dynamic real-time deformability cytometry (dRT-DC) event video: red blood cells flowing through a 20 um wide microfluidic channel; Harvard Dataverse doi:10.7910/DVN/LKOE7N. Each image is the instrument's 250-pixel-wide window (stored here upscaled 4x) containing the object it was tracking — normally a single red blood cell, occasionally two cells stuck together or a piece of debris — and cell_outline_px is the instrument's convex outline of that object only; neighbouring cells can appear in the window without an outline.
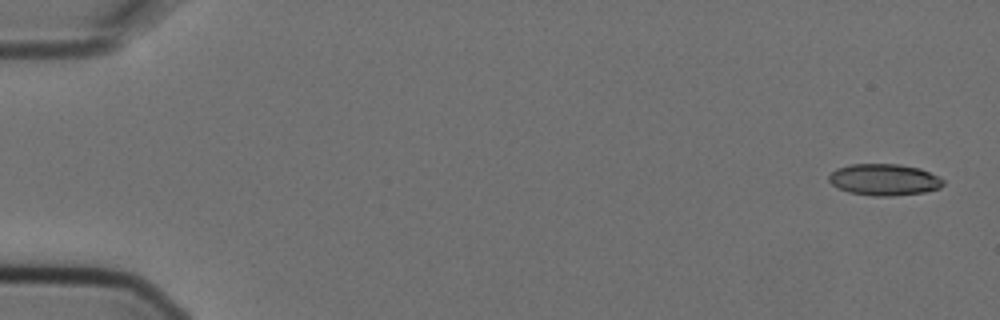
{"species": "Egyptian fruit bat (a non-hibernating species)", "species_latin": "Rousettus aegyptiacus", "temperature_condition": "cold", "stored_images_in_passage": 5, "camera_frame_rate_fps": 3000, "um_per_image_px": 0.085, "animal": {"sex": "female"}, "frame": {"image": 1, "passage_image": 1, "time_ms": 0.0, "image_size_px": [1000, 320], "cell_outline_px": [[944, 184], [940, 188], [924, 192], [892, 196], [872, 196], [848, 192], [832, 184], [828, 180], [828, 176], [836, 168], [852, 164], [900, 164], [920, 168], [944, 180]], "centroid_in_image_um": [75.14, 15.27], "position_along_channel_um": 9.9, "area_um2": 20.98}}
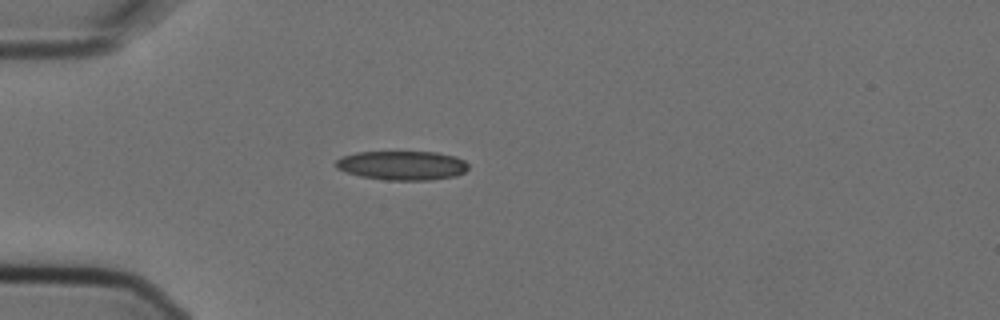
{"frame": {"image": 2, "passage_image": 5, "time_ms": 1.333, "image_size_px": [1000, 320], "cell_outline_px": [[468, 168], [464, 172], [456, 176], [428, 180], [384, 180], [360, 176], [344, 172], [336, 168], [336, 160], [340, 156], [356, 152], [436, 152], [456, 156], [464, 160], [468, 164]], "centroid_in_image_um": [34.16, 14.06], "position_along_channel_um": 50.8, "area_um2": 22.72}}